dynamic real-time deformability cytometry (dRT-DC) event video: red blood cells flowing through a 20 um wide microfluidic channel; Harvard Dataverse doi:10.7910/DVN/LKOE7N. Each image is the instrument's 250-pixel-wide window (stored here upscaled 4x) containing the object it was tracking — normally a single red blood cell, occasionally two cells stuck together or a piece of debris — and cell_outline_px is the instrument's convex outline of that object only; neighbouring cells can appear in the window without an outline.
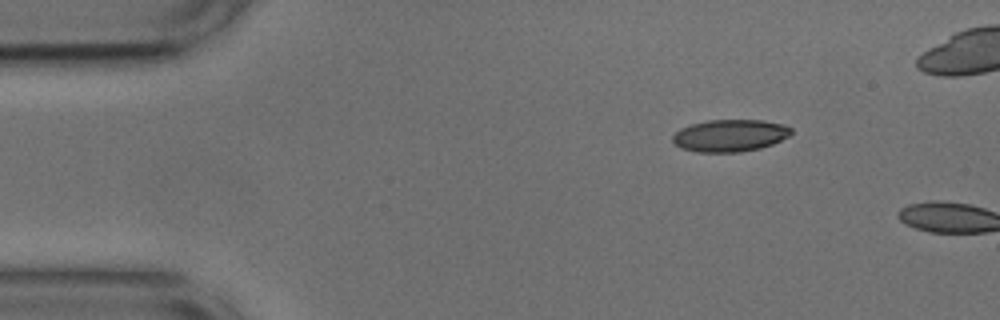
{"species": "common noctule bat (a hibernating species)", "species_latin": "Nyctalus noctula", "temperature_condition": "cold", "stored_images_in_passage": 3, "camera_frame_rate_fps": 3000, "um_per_image_px": 0.085, "animal": {"sex": "male", "body_mass_g": 17.9, "forearm_length_mm": 54.2}, "frame": {"image": 1, "passage_image": 1, "time_ms": 0.0, "image_size_px": [1000, 320], "cell_outline_px": [[792, 132], [788, 136], [772, 144], [760, 148], [740, 152], [696, 152], [680, 148], [672, 140], [672, 136], [680, 128], [692, 124], [708, 120], [764, 120], [784, 124], [792, 128]], "centroid_in_image_um": [62.04, 11.52], "position_along_channel_um": 23.0, "area_um2": 22.25}}